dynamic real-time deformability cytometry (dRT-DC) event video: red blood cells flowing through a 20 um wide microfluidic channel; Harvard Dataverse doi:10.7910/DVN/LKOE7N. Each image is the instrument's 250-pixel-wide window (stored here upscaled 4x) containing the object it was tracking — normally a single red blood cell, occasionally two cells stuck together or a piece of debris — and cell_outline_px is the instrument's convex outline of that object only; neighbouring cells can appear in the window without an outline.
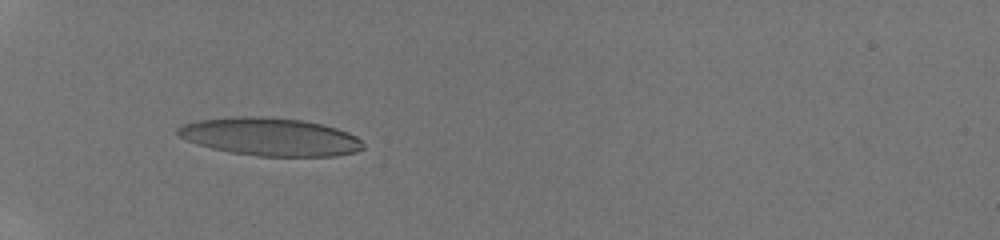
{"species": "human", "species_latin": "Homo sapiens", "temperature_condition": "room temperature", "stored_images_in_passage": 31, "camera_frame_rate_fps": 3000, "um_per_image_px": 0.085, "donor": {"sex": "male"}, "frame": {"image": 1, "passage_image": 2, "time_ms": 0.333, "image_size_px": [1000, 240], "cell_outline_px": [[364, 148], [356, 152], [336, 156], [256, 156], [232, 152], [212, 148], [196, 144], [180, 136], [176, 132], [176, 128], [184, 124], [196, 120], [236, 116], [264, 116], [304, 120], [336, 128], [348, 132], [356, 136], [364, 144]], "centroid_in_image_um": [22.97, 11.62], "position_along_channel_um": 62.0, "area_um2": 41.1}}
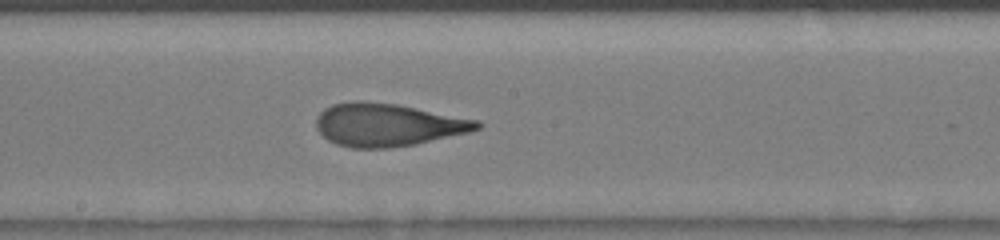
{"frame": {"image": 2, "passage_image": 13, "time_ms": 4.0, "image_size_px": [1000, 240], "cell_outline_px": [[484, 124], [480, 128], [468, 132], [416, 144], [388, 148], [352, 148], [336, 144], [328, 140], [316, 128], [316, 116], [324, 108], [332, 104], [356, 100], [364, 100], [396, 104], [480, 120]], "centroid_in_image_um": [32.94, 10.6], "position_along_channel_um": 215.3, "area_um2": 40.34}}
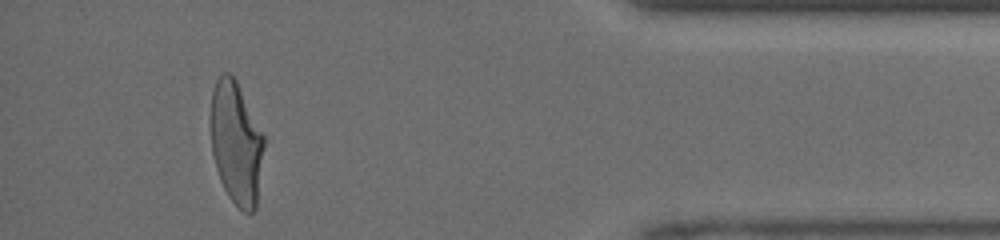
{"frame": {"image": 3, "passage_image": 28, "time_ms": 9.0, "image_size_px": [1000, 240], "cell_outline_px": [[264, 148], [256, 208], [252, 212], [244, 212], [228, 196], [220, 180], [216, 168], [212, 152], [212, 92], [216, 80], [220, 72], [228, 72], [236, 80], [264, 136]], "centroid_in_image_um": [20.08, 12.16], "position_along_channel_um": 415.1, "area_um2": 37.63}}